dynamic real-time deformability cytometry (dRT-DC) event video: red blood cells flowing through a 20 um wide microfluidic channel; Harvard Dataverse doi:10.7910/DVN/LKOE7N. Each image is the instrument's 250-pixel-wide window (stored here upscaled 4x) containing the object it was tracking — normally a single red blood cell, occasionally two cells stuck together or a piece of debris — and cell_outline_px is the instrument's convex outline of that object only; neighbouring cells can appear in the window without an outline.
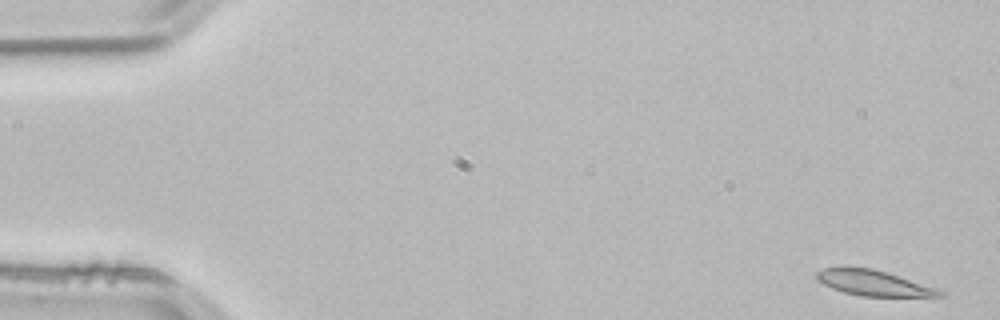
{"species": "common noctule bat (a hibernating species)", "species_latin": "Nyctalus noctula", "temperature_condition": "room temperature", "stored_images_in_passage": 53, "camera_frame_rate_fps": 3000, "um_per_image_px": 0.085, "animal": {"sex": "male", "body_mass_g": 21.5, "forearm_length_mm": 52.0}, "frame": {"image": 1, "passage_image": 1, "time_ms": 0.0, "image_size_px": [1000, 320], "cell_outline_px": [[944, 296], [860, 296], [844, 292], [832, 288], [816, 280], [816, 272], [824, 268], [872, 268], [888, 272], [936, 288], [944, 292]], "centroid_in_image_um": [74.25, 24.06], "position_along_channel_um": 10.8, "area_um2": 17.98}}
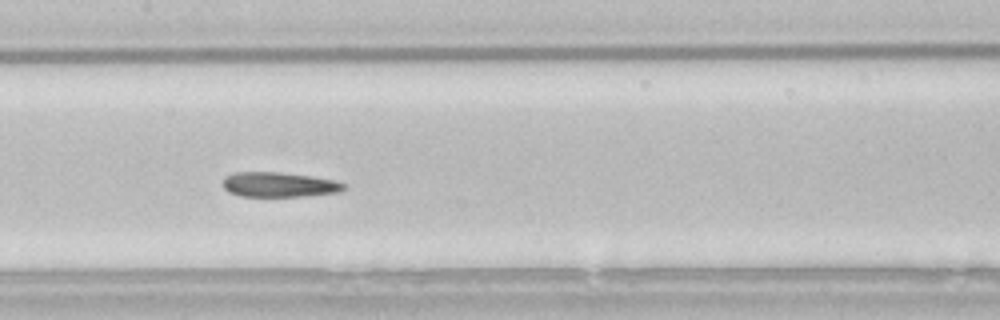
{"frame": {"image": 2, "passage_image": 25, "time_ms": 8.0, "image_size_px": [1000, 320], "cell_outline_px": [[344, 188], [340, 192], [304, 196], [240, 196], [228, 192], [224, 188], [224, 176], [232, 172], [280, 172], [312, 176], [336, 180], [344, 184]], "centroid_in_image_um": [23.7, 15.68], "position_along_channel_um": 183.7, "area_um2": 17.57}}
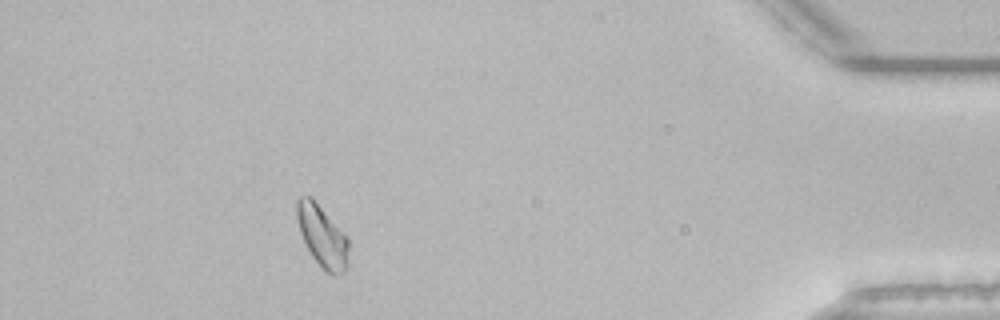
{"frame": {"image": 3, "passage_image": 47, "time_ms": 15.333, "image_size_px": [1000, 320], "cell_outline_px": [[348, 264], [344, 272], [340, 276], [332, 276], [324, 272], [312, 256], [300, 232], [296, 216], [296, 200], [300, 196], [312, 196], [348, 236]], "centroid_in_image_um": [27.41, 20.09], "position_along_channel_um": 407.8, "area_um2": 19.07}}